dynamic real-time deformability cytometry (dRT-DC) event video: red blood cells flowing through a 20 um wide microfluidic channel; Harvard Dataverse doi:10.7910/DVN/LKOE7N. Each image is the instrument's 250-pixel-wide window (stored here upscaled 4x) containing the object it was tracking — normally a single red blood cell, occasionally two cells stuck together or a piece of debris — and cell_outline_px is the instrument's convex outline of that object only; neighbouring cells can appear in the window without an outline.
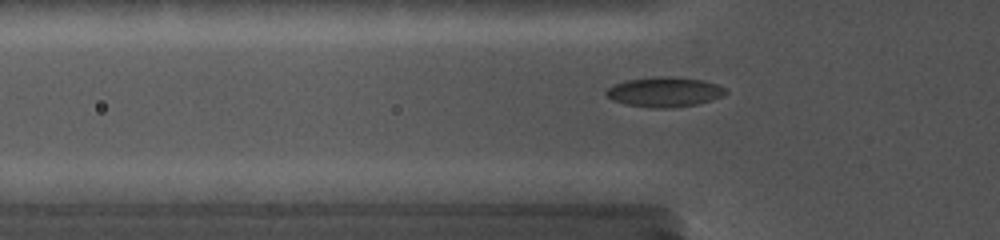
{"species": "common noctule bat (a hibernating species)", "species_latin": "Nyctalus noctula", "temperature_condition": "cold", "stored_images_in_passage": 56, "camera_frame_rate_fps": 5000, "um_per_image_px": 0.085, "animal": {"sex": "female", "body_mass_g": 19.0, "forearm_length_mm": 56.7}, "frame": {"image": 1, "passage_image": 12, "time_ms": 3.8, "image_size_px": [1000, 240], "cell_outline_px": [[728, 92], [724, 96], [712, 100], [696, 104], [668, 108], [652, 108], [628, 104], [612, 100], [604, 92], [608, 88], [616, 84], [628, 80], [656, 76], [672, 76], [704, 80], [728, 88]], "centroid_in_image_um": [56.55, 7.81], "position_along_channel_um": 69.3, "area_um2": 20.81}}
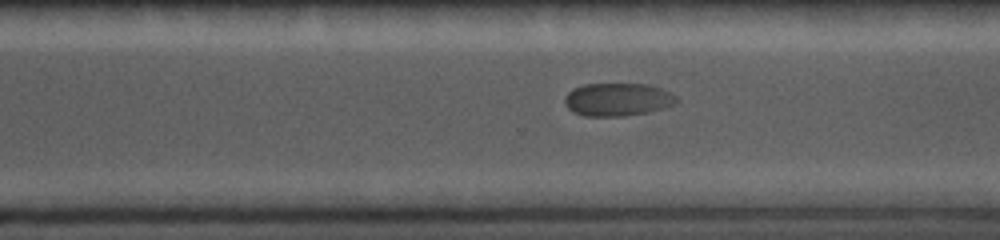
{"frame": {"image": 2, "passage_image": 37, "time_ms": 10.6, "image_size_px": [1000, 240], "cell_outline_px": [[680, 100], [664, 108], [648, 112], [624, 116], [584, 116], [572, 112], [564, 104], [564, 100], [568, 92], [572, 88], [584, 84], [648, 84], [660, 88], [676, 96]], "centroid_in_image_um": [52.46, 8.46], "position_along_channel_um": 318.1, "area_um2": 21.56}}
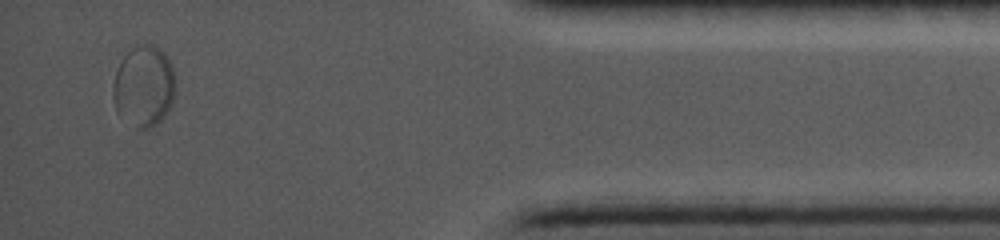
{"frame": {"image": 3, "passage_image": 52, "time_ms": 14.4, "image_size_px": [1000, 240], "cell_outline_px": [[176, 80], [172, 104], [160, 120], [156, 124], [148, 128], [136, 128], [116, 112], [112, 96], [112, 84], [120, 60], [136, 44], [152, 44], [160, 48], [164, 52], [172, 68]], "centroid_in_image_um": [12.21, 7.31], "position_along_channel_um": 423.0, "area_um2": 29.65}}